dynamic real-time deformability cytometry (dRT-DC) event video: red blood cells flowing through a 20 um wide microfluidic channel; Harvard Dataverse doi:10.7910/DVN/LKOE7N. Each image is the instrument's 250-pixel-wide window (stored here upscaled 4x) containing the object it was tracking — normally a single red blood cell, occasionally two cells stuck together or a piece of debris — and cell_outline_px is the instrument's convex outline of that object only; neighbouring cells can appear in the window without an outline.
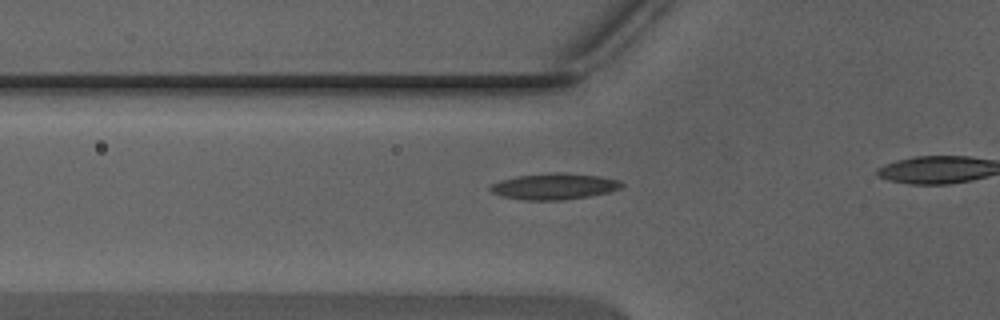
{"species": "Egyptian fruit bat (a non-hibernating species)", "species_latin": "Rousettus aegyptiacus", "temperature_condition": "warm", "stored_images_in_passage": 12, "camera_frame_rate_fps": 3000, "um_per_image_px": 0.085, "animal": {"sex": "male"}, "frame": {"image": 1, "passage_image": 7, "time_ms": 2.0, "image_size_px": [1000, 320], "cell_outline_px": [[624, 184], [620, 188], [608, 192], [588, 196], [560, 200], [524, 200], [500, 196], [492, 192], [488, 188], [488, 184], [500, 180], [516, 176], [552, 172], [600, 176], [620, 180]], "centroid_in_image_um": [47.04, 15.84], "position_along_channel_um": 78.8, "area_um2": 20.06}}